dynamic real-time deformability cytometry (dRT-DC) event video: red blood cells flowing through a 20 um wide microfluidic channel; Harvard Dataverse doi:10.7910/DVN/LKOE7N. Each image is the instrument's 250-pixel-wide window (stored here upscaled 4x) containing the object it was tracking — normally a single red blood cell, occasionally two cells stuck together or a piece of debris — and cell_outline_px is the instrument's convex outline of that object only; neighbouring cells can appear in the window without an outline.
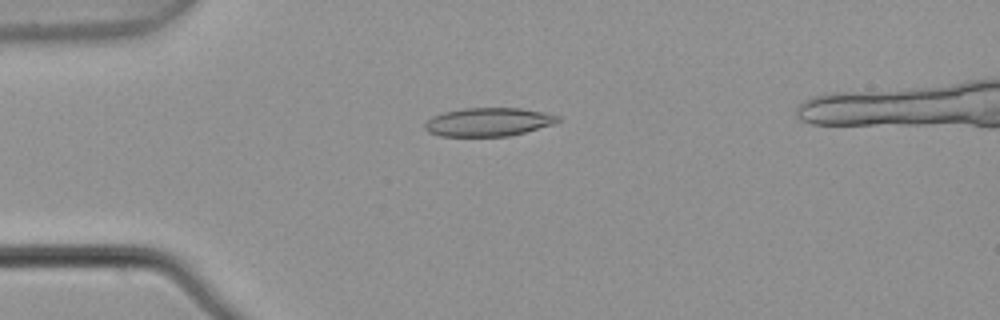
{"species": "common noctule bat (a hibernating species)", "species_latin": "Nyctalus noctula", "temperature_condition": "warm", "stored_images_in_passage": 6, "camera_frame_rate_fps": 3000, "um_per_image_px": 0.085, "animal": {"sex": "male", "body_mass_g": 21.5, "forearm_length_mm": 52.0}, "frame": {"image": 1, "passage_image": 4, "time_ms": 1.0, "image_size_px": [1000, 320], "cell_outline_px": [[560, 120], [552, 124], [524, 132], [508, 136], [440, 136], [428, 132], [424, 128], [424, 124], [432, 116], [444, 112], [464, 108], [520, 108], [544, 112], [560, 116]], "centroid_in_image_um": [41.48, 10.36], "position_along_channel_um": 43.5, "area_um2": 21.96}}
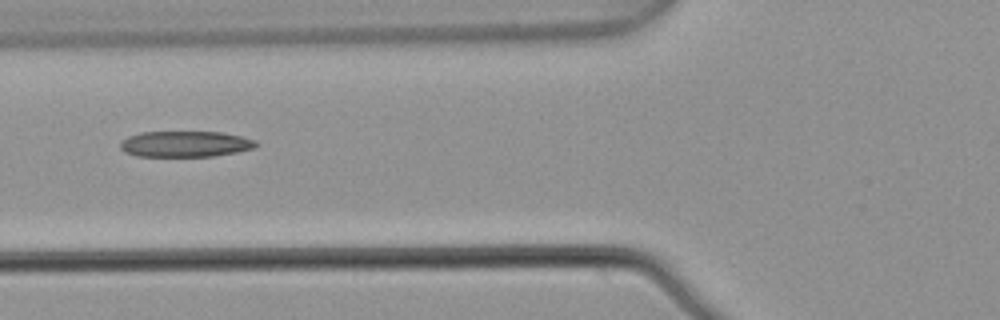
{"frame": {"image": 2, "passage_image": 6, "time_ms": 1.667, "image_size_px": [1000, 320], "cell_outline_px": [[260, 144], [256, 148], [236, 152], [212, 156], [136, 156], [124, 152], [120, 148], [120, 140], [128, 136], [140, 132], [224, 132], [256, 140]], "centroid_in_image_um": [15.75, 12.23], "position_along_channel_um": 110.1, "area_um2": 20.69}}